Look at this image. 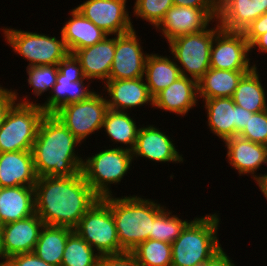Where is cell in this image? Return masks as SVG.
Segmentation results:
<instances>
[{
    "label": "cell",
    "mask_w": 267,
    "mask_h": 266,
    "mask_svg": "<svg viewBox=\"0 0 267 266\" xmlns=\"http://www.w3.org/2000/svg\"><path fill=\"white\" fill-rule=\"evenodd\" d=\"M34 189L35 213L45 225L73 230L99 199L82 171L69 177H38Z\"/></svg>",
    "instance_id": "1"
},
{
    "label": "cell",
    "mask_w": 267,
    "mask_h": 266,
    "mask_svg": "<svg viewBox=\"0 0 267 266\" xmlns=\"http://www.w3.org/2000/svg\"><path fill=\"white\" fill-rule=\"evenodd\" d=\"M81 143L59 118L46 113L32 147L37 177H69L81 172L84 159L75 151Z\"/></svg>",
    "instance_id": "2"
},
{
    "label": "cell",
    "mask_w": 267,
    "mask_h": 266,
    "mask_svg": "<svg viewBox=\"0 0 267 266\" xmlns=\"http://www.w3.org/2000/svg\"><path fill=\"white\" fill-rule=\"evenodd\" d=\"M101 199L111 209L118 241L127 252L150 239L154 219L166 208L161 203L136 195Z\"/></svg>",
    "instance_id": "3"
},
{
    "label": "cell",
    "mask_w": 267,
    "mask_h": 266,
    "mask_svg": "<svg viewBox=\"0 0 267 266\" xmlns=\"http://www.w3.org/2000/svg\"><path fill=\"white\" fill-rule=\"evenodd\" d=\"M219 213L194 217L172 245L171 266H201L222 249L218 239Z\"/></svg>",
    "instance_id": "4"
},
{
    "label": "cell",
    "mask_w": 267,
    "mask_h": 266,
    "mask_svg": "<svg viewBox=\"0 0 267 266\" xmlns=\"http://www.w3.org/2000/svg\"><path fill=\"white\" fill-rule=\"evenodd\" d=\"M27 97L17 99L20 101L11 107L0 127V153L32 151L46 112L36 101L30 102Z\"/></svg>",
    "instance_id": "5"
},
{
    "label": "cell",
    "mask_w": 267,
    "mask_h": 266,
    "mask_svg": "<svg viewBox=\"0 0 267 266\" xmlns=\"http://www.w3.org/2000/svg\"><path fill=\"white\" fill-rule=\"evenodd\" d=\"M132 152L119 146L99 151L83 160L82 173L99 197L112 196L111 184L120 183L132 166Z\"/></svg>",
    "instance_id": "6"
},
{
    "label": "cell",
    "mask_w": 267,
    "mask_h": 266,
    "mask_svg": "<svg viewBox=\"0 0 267 266\" xmlns=\"http://www.w3.org/2000/svg\"><path fill=\"white\" fill-rule=\"evenodd\" d=\"M216 27V28H215ZM217 22L211 29L185 34L169 41V49L183 76L197 82L210 68V50L215 33L220 29ZM177 61V62H176Z\"/></svg>",
    "instance_id": "7"
},
{
    "label": "cell",
    "mask_w": 267,
    "mask_h": 266,
    "mask_svg": "<svg viewBox=\"0 0 267 266\" xmlns=\"http://www.w3.org/2000/svg\"><path fill=\"white\" fill-rule=\"evenodd\" d=\"M4 37L15 53L29 61V66L57 65L69 51L62 38L3 27Z\"/></svg>",
    "instance_id": "8"
},
{
    "label": "cell",
    "mask_w": 267,
    "mask_h": 266,
    "mask_svg": "<svg viewBox=\"0 0 267 266\" xmlns=\"http://www.w3.org/2000/svg\"><path fill=\"white\" fill-rule=\"evenodd\" d=\"M74 230L100 255L126 252L118 241L111 209L101 198L84 214Z\"/></svg>",
    "instance_id": "9"
},
{
    "label": "cell",
    "mask_w": 267,
    "mask_h": 266,
    "mask_svg": "<svg viewBox=\"0 0 267 266\" xmlns=\"http://www.w3.org/2000/svg\"><path fill=\"white\" fill-rule=\"evenodd\" d=\"M58 74L56 83L47 100L40 104L46 112L54 114L59 108L79 101L88 99L96 91L90 90V84L85 87L88 80L84 77L81 64L74 54L69 53L57 64Z\"/></svg>",
    "instance_id": "10"
},
{
    "label": "cell",
    "mask_w": 267,
    "mask_h": 266,
    "mask_svg": "<svg viewBox=\"0 0 267 266\" xmlns=\"http://www.w3.org/2000/svg\"><path fill=\"white\" fill-rule=\"evenodd\" d=\"M105 96L98 92L88 99L67 104L59 108L54 115L80 141H86L90 134L102 129L108 110Z\"/></svg>",
    "instance_id": "11"
},
{
    "label": "cell",
    "mask_w": 267,
    "mask_h": 266,
    "mask_svg": "<svg viewBox=\"0 0 267 266\" xmlns=\"http://www.w3.org/2000/svg\"><path fill=\"white\" fill-rule=\"evenodd\" d=\"M250 47L243 32L220 28L214 35L210 50V68L229 71H251Z\"/></svg>",
    "instance_id": "12"
},
{
    "label": "cell",
    "mask_w": 267,
    "mask_h": 266,
    "mask_svg": "<svg viewBox=\"0 0 267 266\" xmlns=\"http://www.w3.org/2000/svg\"><path fill=\"white\" fill-rule=\"evenodd\" d=\"M218 8H195L175 6L170 7L163 19L155 27L162 32L167 43L176 37L204 31L209 23L216 22Z\"/></svg>",
    "instance_id": "13"
},
{
    "label": "cell",
    "mask_w": 267,
    "mask_h": 266,
    "mask_svg": "<svg viewBox=\"0 0 267 266\" xmlns=\"http://www.w3.org/2000/svg\"><path fill=\"white\" fill-rule=\"evenodd\" d=\"M127 0H86L75 7L109 36L121 35L134 29L129 16Z\"/></svg>",
    "instance_id": "14"
},
{
    "label": "cell",
    "mask_w": 267,
    "mask_h": 266,
    "mask_svg": "<svg viewBox=\"0 0 267 266\" xmlns=\"http://www.w3.org/2000/svg\"><path fill=\"white\" fill-rule=\"evenodd\" d=\"M136 30L116 35L115 55L109 80L136 79L144 77L145 63L149 53L142 51Z\"/></svg>",
    "instance_id": "15"
},
{
    "label": "cell",
    "mask_w": 267,
    "mask_h": 266,
    "mask_svg": "<svg viewBox=\"0 0 267 266\" xmlns=\"http://www.w3.org/2000/svg\"><path fill=\"white\" fill-rule=\"evenodd\" d=\"M45 223L35 213L25 219L0 226L4 259L34 251Z\"/></svg>",
    "instance_id": "16"
},
{
    "label": "cell",
    "mask_w": 267,
    "mask_h": 266,
    "mask_svg": "<svg viewBox=\"0 0 267 266\" xmlns=\"http://www.w3.org/2000/svg\"><path fill=\"white\" fill-rule=\"evenodd\" d=\"M140 127L132 150L133 160L143 157L156 162H183L182 155L177 151L171 137L165 134L166 132H162L153 124Z\"/></svg>",
    "instance_id": "17"
},
{
    "label": "cell",
    "mask_w": 267,
    "mask_h": 266,
    "mask_svg": "<svg viewBox=\"0 0 267 266\" xmlns=\"http://www.w3.org/2000/svg\"><path fill=\"white\" fill-rule=\"evenodd\" d=\"M227 148L226 158L233 169L240 175L250 174L258 183L264 174H257L263 164L267 165V146L249 141L239 135L224 141Z\"/></svg>",
    "instance_id": "18"
},
{
    "label": "cell",
    "mask_w": 267,
    "mask_h": 266,
    "mask_svg": "<svg viewBox=\"0 0 267 266\" xmlns=\"http://www.w3.org/2000/svg\"><path fill=\"white\" fill-rule=\"evenodd\" d=\"M108 109L124 111L134 109L137 106L151 104L153 107V97L146 85L143 77L136 79L108 80L104 83ZM109 97L110 99H107Z\"/></svg>",
    "instance_id": "19"
},
{
    "label": "cell",
    "mask_w": 267,
    "mask_h": 266,
    "mask_svg": "<svg viewBox=\"0 0 267 266\" xmlns=\"http://www.w3.org/2000/svg\"><path fill=\"white\" fill-rule=\"evenodd\" d=\"M267 12V0H218L220 27L243 32L254 20Z\"/></svg>",
    "instance_id": "20"
},
{
    "label": "cell",
    "mask_w": 267,
    "mask_h": 266,
    "mask_svg": "<svg viewBox=\"0 0 267 266\" xmlns=\"http://www.w3.org/2000/svg\"><path fill=\"white\" fill-rule=\"evenodd\" d=\"M198 82L181 75L153 98V107L186 115L198 102Z\"/></svg>",
    "instance_id": "21"
},
{
    "label": "cell",
    "mask_w": 267,
    "mask_h": 266,
    "mask_svg": "<svg viewBox=\"0 0 267 266\" xmlns=\"http://www.w3.org/2000/svg\"><path fill=\"white\" fill-rule=\"evenodd\" d=\"M73 54L79 60L84 77L88 79L87 82L99 79L106 83L115 55V35L112 38L107 36L92 46L76 50Z\"/></svg>",
    "instance_id": "22"
},
{
    "label": "cell",
    "mask_w": 267,
    "mask_h": 266,
    "mask_svg": "<svg viewBox=\"0 0 267 266\" xmlns=\"http://www.w3.org/2000/svg\"><path fill=\"white\" fill-rule=\"evenodd\" d=\"M37 178L32 151L0 153V187H34Z\"/></svg>",
    "instance_id": "23"
},
{
    "label": "cell",
    "mask_w": 267,
    "mask_h": 266,
    "mask_svg": "<svg viewBox=\"0 0 267 266\" xmlns=\"http://www.w3.org/2000/svg\"><path fill=\"white\" fill-rule=\"evenodd\" d=\"M35 214L34 187H0V226Z\"/></svg>",
    "instance_id": "24"
},
{
    "label": "cell",
    "mask_w": 267,
    "mask_h": 266,
    "mask_svg": "<svg viewBox=\"0 0 267 266\" xmlns=\"http://www.w3.org/2000/svg\"><path fill=\"white\" fill-rule=\"evenodd\" d=\"M70 15L71 18L60 31L69 53L73 54L76 50L97 44L109 36L76 8L70 11Z\"/></svg>",
    "instance_id": "25"
},
{
    "label": "cell",
    "mask_w": 267,
    "mask_h": 266,
    "mask_svg": "<svg viewBox=\"0 0 267 266\" xmlns=\"http://www.w3.org/2000/svg\"><path fill=\"white\" fill-rule=\"evenodd\" d=\"M205 101V102H204ZM207 124L213 135L225 140L237 136V105L232 97L203 99Z\"/></svg>",
    "instance_id": "26"
},
{
    "label": "cell",
    "mask_w": 267,
    "mask_h": 266,
    "mask_svg": "<svg viewBox=\"0 0 267 266\" xmlns=\"http://www.w3.org/2000/svg\"><path fill=\"white\" fill-rule=\"evenodd\" d=\"M248 72L209 68L198 81V99L232 97L239 81Z\"/></svg>",
    "instance_id": "27"
},
{
    "label": "cell",
    "mask_w": 267,
    "mask_h": 266,
    "mask_svg": "<svg viewBox=\"0 0 267 266\" xmlns=\"http://www.w3.org/2000/svg\"><path fill=\"white\" fill-rule=\"evenodd\" d=\"M169 57V58H168ZM149 54L145 63L144 79L151 96L154 98L159 92L167 88L181 76L178 65L170 56Z\"/></svg>",
    "instance_id": "28"
},
{
    "label": "cell",
    "mask_w": 267,
    "mask_h": 266,
    "mask_svg": "<svg viewBox=\"0 0 267 266\" xmlns=\"http://www.w3.org/2000/svg\"><path fill=\"white\" fill-rule=\"evenodd\" d=\"M259 75L257 67L246 73L239 81L232 96L236 105L252 113L267 110V96Z\"/></svg>",
    "instance_id": "29"
},
{
    "label": "cell",
    "mask_w": 267,
    "mask_h": 266,
    "mask_svg": "<svg viewBox=\"0 0 267 266\" xmlns=\"http://www.w3.org/2000/svg\"><path fill=\"white\" fill-rule=\"evenodd\" d=\"M73 231L68 227L44 225L33 252L46 263L60 266L66 241Z\"/></svg>",
    "instance_id": "30"
},
{
    "label": "cell",
    "mask_w": 267,
    "mask_h": 266,
    "mask_svg": "<svg viewBox=\"0 0 267 266\" xmlns=\"http://www.w3.org/2000/svg\"><path fill=\"white\" fill-rule=\"evenodd\" d=\"M129 115L130 113L124 111L108 109L102 128L114 144L126 145L127 147L123 146V149L132 152L140 127H137L136 122Z\"/></svg>",
    "instance_id": "31"
},
{
    "label": "cell",
    "mask_w": 267,
    "mask_h": 266,
    "mask_svg": "<svg viewBox=\"0 0 267 266\" xmlns=\"http://www.w3.org/2000/svg\"><path fill=\"white\" fill-rule=\"evenodd\" d=\"M74 230L65 244L60 266H98L99 253Z\"/></svg>",
    "instance_id": "32"
},
{
    "label": "cell",
    "mask_w": 267,
    "mask_h": 266,
    "mask_svg": "<svg viewBox=\"0 0 267 266\" xmlns=\"http://www.w3.org/2000/svg\"><path fill=\"white\" fill-rule=\"evenodd\" d=\"M131 252L141 266H171L172 264L171 243L148 239Z\"/></svg>",
    "instance_id": "33"
},
{
    "label": "cell",
    "mask_w": 267,
    "mask_h": 266,
    "mask_svg": "<svg viewBox=\"0 0 267 266\" xmlns=\"http://www.w3.org/2000/svg\"><path fill=\"white\" fill-rule=\"evenodd\" d=\"M188 222L172 215V211L166 208L154 219L150 239L172 244Z\"/></svg>",
    "instance_id": "34"
},
{
    "label": "cell",
    "mask_w": 267,
    "mask_h": 266,
    "mask_svg": "<svg viewBox=\"0 0 267 266\" xmlns=\"http://www.w3.org/2000/svg\"><path fill=\"white\" fill-rule=\"evenodd\" d=\"M27 82L33 88L35 96H41L44 92L52 90L58 74L57 65L29 66Z\"/></svg>",
    "instance_id": "35"
},
{
    "label": "cell",
    "mask_w": 267,
    "mask_h": 266,
    "mask_svg": "<svg viewBox=\"0 0 267 266\" xmlns=\"http://www.w3.org/2000/svg\"><path fill=\"white\" fill-rule=\"evenodd\" d=\"M173 5V0H136L133 15L149 22L155 28Z\"/></svg>",
    "instance_id": "36"
},
{
    "label": "cell",
    "mask_w": 267,
    "mask_h": 266,
    "mask_svg": "<svg viewBox=\"0 0 267 266\" xmlns=\"http://www.w3.org/2000/svg\"><path fill=\"white\" fill-rule=\"evenodd\" d=\"M239 136L267 146V110L254 113L249 117L248 123Z\"/></svg>",
    "instance_id": "37"
},
{
    "label": "cell",
    "mask_w": 267,
    "mask_h": 266,
    "mask_svg": "<svg viewBox=\"0 0 267 266\" xmlns=\"http://www.w3.org/2000/svg\"><path fill=\"white\" fill-rule=\"evenodd\" d=\"M98 266H141L132 252L100 255Z\"/></svg>",
    "instance_id": "38"
},
{
    "label": "cell",
    "mask_w": 267,
    "mask_h": 266,
    "mask_svg": "<svg viewBox=\"0 0 267 266\" xmlns=\"http://www.w3.org/2000/svg\"><path fill=\"white\" fill-rule=\"evenodd\" d=\"M4 266H55L41 260L34 252L16 254L6 259Z\"/></svg>",
    "instance_id": "39"
},
{
    "label": "cell",
    "mask_w": 267,
    "mask_h": 266,
    "mask_svg": "<svg viewBox=\"0 0 267 266\" xmlns=\"http://www.w3.org/2000/svg\"><path fill=\"white\" fill-rule=\"evenodd\" d=\"M267 32V12L245 28L243 34L250 45L258 36Z\"/></svg>",
    "instance_id": "40"
},
{
    "label": "cell",
    "mask_w": 267,
    "mask_h": 266,
    "mask_svg": "<svg viewBox=\"0 0 267 266\" xmlns=\"http://www.w3.org/2000/svg\"><path fill=\"white\" fill-rule=\"evenodd\" d=\"M18 93L12 89L0 86V127L11 107L16 103Z\"/></svg>",
    "instance_id": "41"
},
{
    "label": "cell",
    "mask_w": 267,
    "mask_h": 266,
    "mask_svg": "<svg viewBox=\"0 0 267 266\" xmlns=\"http://www.w3.org/2000/svg\"><path fill=\"white\" fill-rule=\"evenodd\" d=\"M175 6L218 8V0H173Z\"/></svg>",
    "instance_id": "42"
},
{
    "label": "cell",
    "mask_w": 267,
    "mask_h": 266,
    "mask_svg": "<svg viewBox=\"0 0 267 266\" xmlns=\"http://www.w3.org/2000/svg\"><path fill=\"white\" fill-rule=\"evenodd\" d=\"M201 266H235V264L222 248L211 259L203 263Z\"/></svg>",
    "instance_id": "43"
},
{
    "label": "cell",
    "mask_w": 267,
    "mask_h": 266,
    "mask_svg": "<svg viewBox=\"0 0 267 266\" xmlns=\"http://www.w3.org/2000/svg\"><path fill=\"white\" fill-rule=\"evenodd\" d=\"M254 113L237 105V135H239Z\"/></svg>",
    "instance_id": "44"
},
{
    "label": "cell",
    "mask_w": 267,
    "mask_h": 266,
    "mask_svg": "<svg viewBox=\"0 0 267 266\" xmlns=\"http://www.w3.org/2000/svg\"><path fill=\"white\" fill-rule=\"evenodd\" d=\"M250 51L253 48L258 47V51L262 53H267V32L258 36L250 45Z\"/></svg>",
    "instance_id": "45"
},
{
    "label": "cell",
    "mask_w": 267,
    "mask_h": 266,
    "mask_svg": "<svg viewBox=\"0 0 267 266\" xmlns=\"http://www.w3.org/2000/svg\"><path fill=\"white\" fill-rule=\"evenodd\" d=\"M257 186L261 190L262 194L267 199V174L265 173L262 179L257 183Z\"/></svg>",
    "instance_id": "46"
},
{
    "label": "cell",
    "mask_w": 267,
    "mask_h": 266,
    "mask_svg": "<svg viewBox=\"0 0 267 266\" xmlns=\"http://www.w3.org/2000/svg\"><path fill=\"white\" fill-rule=\"evenodd\" d=\"M0 259H1L0 266H4L6 260L4 259V253H3V250H2L1 229H0Z\"/></svg>",
    "instance_id": "47"
}]
</instances>
